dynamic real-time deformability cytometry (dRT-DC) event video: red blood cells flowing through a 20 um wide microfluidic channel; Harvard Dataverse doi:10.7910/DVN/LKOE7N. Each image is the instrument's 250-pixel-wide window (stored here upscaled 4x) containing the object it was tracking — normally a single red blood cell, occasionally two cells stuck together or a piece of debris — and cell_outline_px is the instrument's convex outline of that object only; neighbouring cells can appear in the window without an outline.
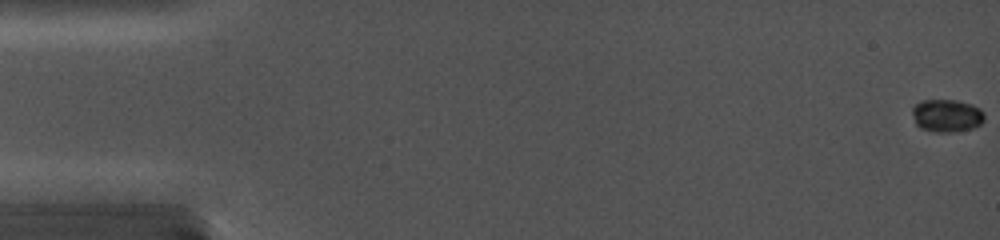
{"species": "common noctule bat (a hibernating species)", "species_latin": "Nyctalus noctula", "temperature_condition": "cold", "stored_images_in_passage": 84, "camera_frame_rate_fps": 5000, "um_per_image_px": 0.085, "animal": {"sex": "female", "body_mass_g": 19.0, "forearm_length_mm": 56.7}, "frame": {"image": 1, "passage_image": 1, "time_ms": 0.0, "image_size_px": [1000, 240], "cell_outline_px": [[984, 120], [980, 124], [972, 128], [948, 132], [932, 132], [920, 128], [916, 124], [912, 116], [912, 108], [920, 100], [956, 100], [972, 104], [980, 108], [984, 112]], "centroid_in_image_um": [80.46, 9.82], "position_along_channel_um": 4.5, "area_um2": 13.87}}
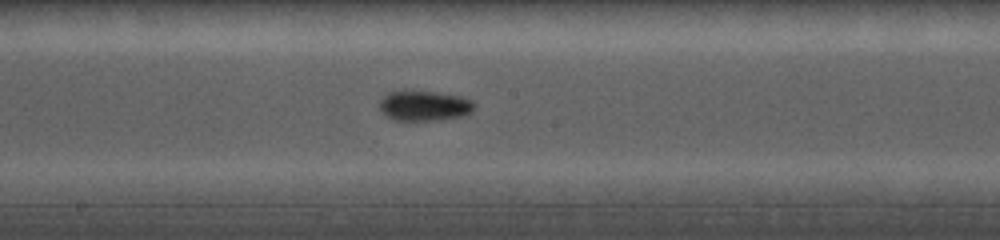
{"frame": {"image": 2, "passage_image": 48, "time_ms": 9.4, "image_size_px": [1000, 240], "cell_outline_px": [[476, 104], [472, 112], [468, 116], [416, 124], [392, 120], [380, 112], [380, 100], [384, 96], [392, 92], [432, 92], [460, 96], [472, 100]], "centroid_in_image_um": [36.1, 9.08], "position_along_channel_um": 212.1, "area_um2": 17.4}}
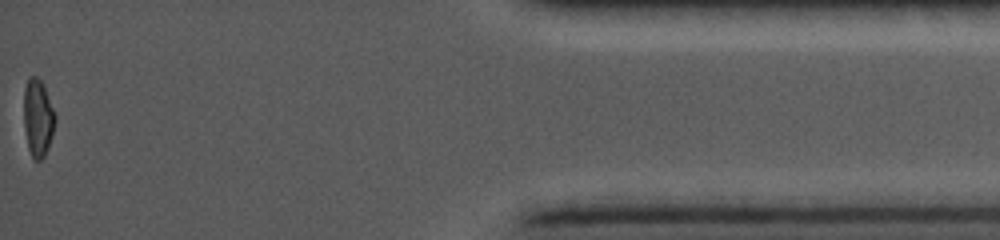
{"frame": {"image": 3, "passage_image": 84, "time_ms": 16.6, "image_size_px": [1000, 240], "cell_outline_px": [[56, 120], [52, 136], [48, 148], [44, 156], [40, 160], [32, 160], [28, 148], [24, 128], [24, 92], [28, 80], [32, 76], [36, 76], [40, 80], [56, 112]], "centroid_in_image_um": [3.23, 10.07], "position_along_channel_um": 432.0, "area_um2": 14.16}}